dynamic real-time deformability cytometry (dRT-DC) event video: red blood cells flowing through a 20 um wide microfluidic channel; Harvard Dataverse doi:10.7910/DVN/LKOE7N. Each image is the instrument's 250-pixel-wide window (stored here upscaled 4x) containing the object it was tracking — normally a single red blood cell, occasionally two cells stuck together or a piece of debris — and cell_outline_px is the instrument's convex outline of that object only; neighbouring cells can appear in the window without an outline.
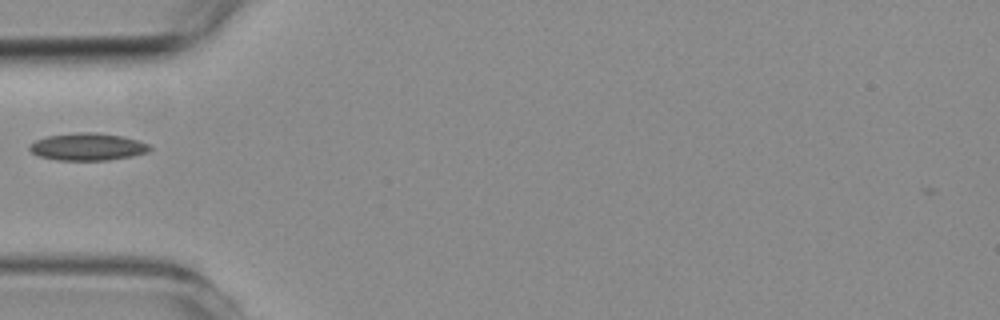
{"species": "common noctule bat (a hibernating species)", "species_latin": "Nyctalus noctula", "temperature_condition": "room temperature", "stored_images_in_passage": 2, "camera_frame_rate_fps": 3000, "um_per_image_px": 0.085, "animal": {"sex": "female", "body_mass_g": 19.3, "forearm_length_mm": 54.1}, "frame": {"image": 1, "passage_image": 2, "time_ms": 1.0, "image_size_px": [1000, 320], "cell_outline_px": [[152, 148], [148, 152], [132, 156], [108, 160], [60, 160], [40, 156], [32, 152], [28, 148], [28, 144], [36, 140], [48, 136], [80, 132], [92, 132], [120, 136], [136, 140], [148, 144]], "centroid_in_image_um": [7.44, 12.48], "position_along_channel_um": 77.6, "area_um2": 18.9}}